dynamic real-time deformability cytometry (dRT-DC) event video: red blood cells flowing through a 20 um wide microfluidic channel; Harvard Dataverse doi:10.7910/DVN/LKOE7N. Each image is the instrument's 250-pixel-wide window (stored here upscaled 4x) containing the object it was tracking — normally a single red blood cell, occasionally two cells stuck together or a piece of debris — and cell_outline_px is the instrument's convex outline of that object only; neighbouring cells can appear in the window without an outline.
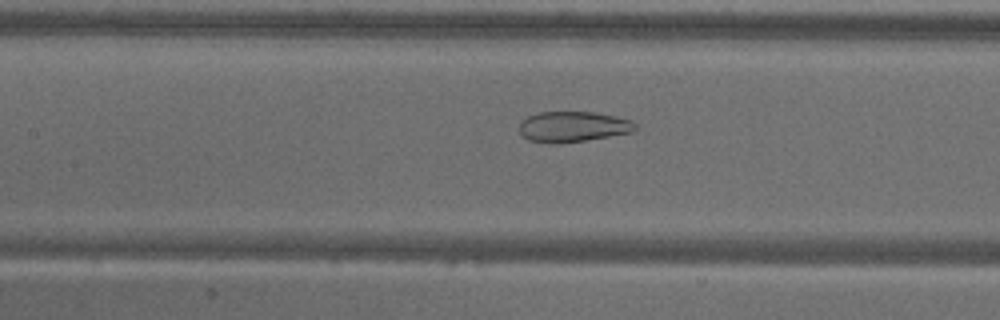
{"species": "common noctule bat (a hibernating species)", "species_latin": "Nyctalus noctula", "temperature_condition": "warm", "stored_images_in_passage": 55, "camera_frame_rate_fps": 3000, "um_per_image_px": 0.085, "animal": {"sex": "male", "body_mass_g": 18.8}, "frame": {"image": 1, "passage_image": 26, "time_ms": 8.333, "image_size_px": [1000, 320], "cell_outline_px": [[636, 128], [632, 132], [584, 140], [556, 144], [548, 144], [528, 140], [520, 132], [520, 120], [528, 116], [540, 112], [596, 112], [616, 116], [628, 120], [636, 124]], "centroid_in_image_um": [48.66, 10.77], "position_along_channel_um": 158.7, "area_um2": 20.58}}
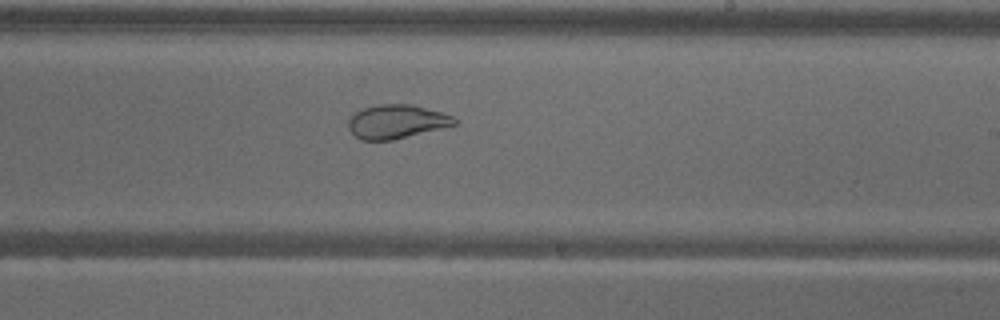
{"frame": {"image": 2, "passage_image": 34, "time_ms": 11.0, "image_size_px": [1000, 320], "cell_outline_px": [[456, 124], [392, 140], [360, 140], [348, 128], [348, 120], [356, 112], [364, 108], [376, 104], [408, 104], [444, 112], [452, 116], [456, 120]], "centroid_in_image_um": [33.68, 10.33], "position_along_channel_um": 255.3, "area_um2": 20.63}}
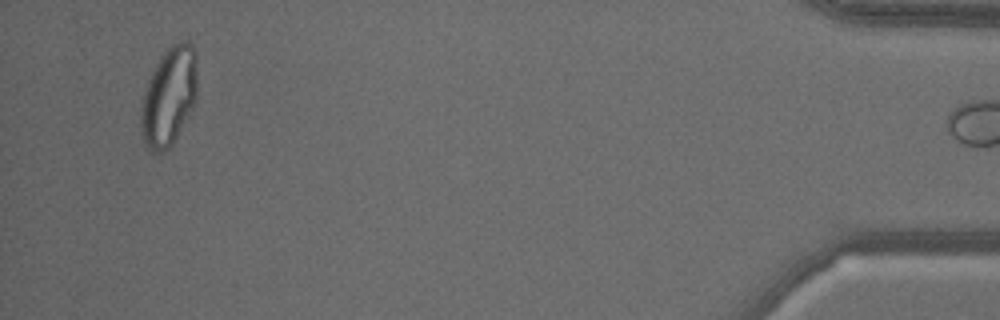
{"frame": {"image": 3, "passage_image": 54, "time_ms": 17.667, "image_size_px": [1000, 320], "cell_outline_px": [[196, 100], [172, 144], [164, 152], [152, 152], [144, 144], [140, 132], [140, 104], [148, 80], [160, 56], [172, 44], [180, 40], [188, 40], [192, 44], [196, 52]], "centroid_in_image_um": [14.33, 8.19], "position_along_channel_um": 420.9, "area_um2": 32.54}, "authors_computed_cell_mechanics": {"area_um2": 28.9, "velocity_mm_per_s": 3.6353, "shape_relaxation_time_tau1_ms": null, "shape_relaxation_time_tau2_ms": 1.0637, "deformation_change_tau1": null, "deformation_change_tau2": 0.0725}}